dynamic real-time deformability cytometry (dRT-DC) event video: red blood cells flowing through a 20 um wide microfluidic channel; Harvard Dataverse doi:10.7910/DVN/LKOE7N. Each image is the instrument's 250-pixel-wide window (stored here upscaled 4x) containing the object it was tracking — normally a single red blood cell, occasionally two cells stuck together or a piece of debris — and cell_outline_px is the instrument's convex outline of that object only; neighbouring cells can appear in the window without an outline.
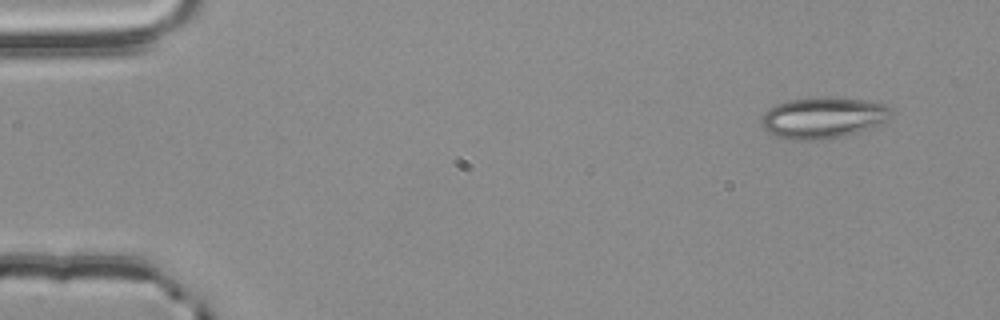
{"species": "common noctule bat (a hibernating species)", "species_latin": "Nyctalus noctula", "temperature_condition": "room temperature", "stored_images_in_passage": 51, "camera_frame_rate_fps": 3000, "um_per_image_px": 0.085, "animal": {"sex": "male", "body_mass_g": 20.4}, "frame": {"image": 1, "passage_image": 1, "time_ms": 0.0, "image_size_px": [1000, 320], "cell_outline_px": [[892, 112], [888, 120], [872, 128], [840, 136], [820, 140], [800, 140], [776, 136], [768, 132], [760, 124], [764, 112], [776, 104], [788, 100], [824, 96], [828, 96], [868, 100], [884, 104], [892, 108]], "centroid_in_image_um": [69.99, 9.98], "position_along_channel_um": 15.0, "area_um2": 31.33}}
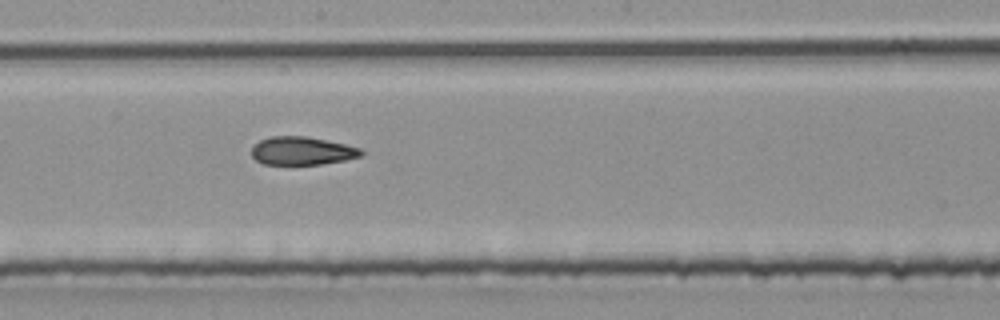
{"frame": {"image": 2, "passage_image": 27, "time_ms": 8.667, "image_size_px": [1000, 320], "cell_outline_px": [[364, 152], [360, 156], [344, 160], [320, 164], [264, 164], [256, 160], [252, 156], [252, 148], [260, 140], [272, 136], [304, 136], [344, 144], [360, 148]], "centroid_in_image_um": [25.66, 12.82], "position_along_channel_um": 222.5, "area_um2": 17.69}}
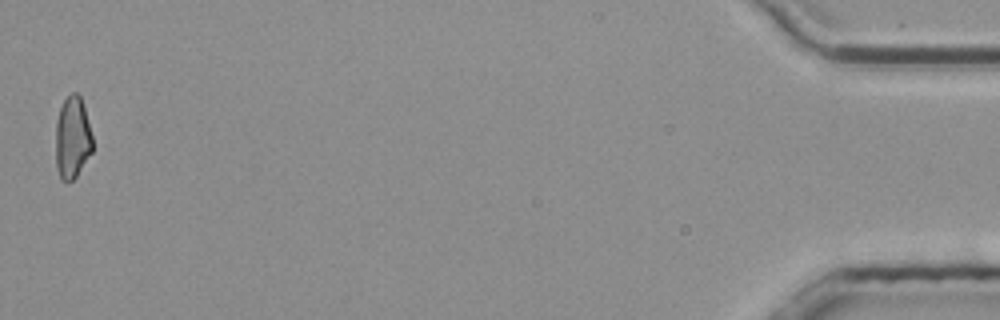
{"frame": {"image": 3, "passage_image": 51, "time_ms": 16.667, "image_size_px": [1000, 320], "cell_outline_px": [[92, 152], [76, 176], [72, 180], [60, 180], [56, 164], [56, 120], [60, 108], [64, 100], [72, 92], [76, 92], [80, 96], [84, 108], [92, 136]], "centroid_in_image_um": [6.14, 11.71], "position_along_channel_um": 429.1, "area_um2": 17.46}, "authors_computed_cell_mechanics": {"area_um2": 18.9006, "velocity_mm_per_s": 3.8255, "shape_relaxation_time_tau1_ms": null, "shape_relaxation_time_tau2_ms": 2.8002, "deformation_change_tau1": null, "deformation_change_tau2": 0.1101}}